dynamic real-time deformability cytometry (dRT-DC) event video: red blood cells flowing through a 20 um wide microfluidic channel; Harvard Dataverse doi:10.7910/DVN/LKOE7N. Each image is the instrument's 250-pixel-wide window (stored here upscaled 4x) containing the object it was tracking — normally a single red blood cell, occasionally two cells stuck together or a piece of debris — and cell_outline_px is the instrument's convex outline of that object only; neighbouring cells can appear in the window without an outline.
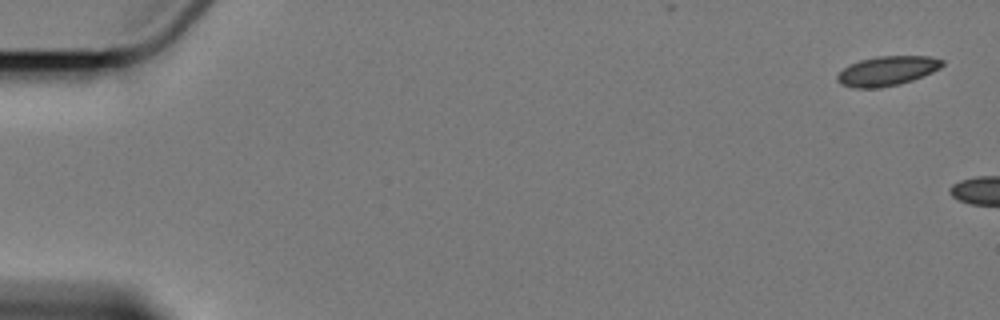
{"species": "Egyptian fruit bat (a non-hibernating species)", "species_latin": "Rousettus aegyptiacus", "temperature_condition": "cold", "stored_images_in_passage": 3, "camera_frame_rate_fps": 3000, "um_per_image_px": 0.085, "animal": {"sex": "female"}, "frame": {"image": 1, "passage_image": 1, "time_ms": 0.0, "image_size_px": [1000, 320], "cell_outline_px": [[944, 64], [940, 68], [932, 72], [912, 80], [900, 84], [880, 88], [852, 88], [840, 84], [836, 80], [836, 76], [844, 68], [860, 60], [876, 56], [928, 56], [944, 60]], "centroid_in_image_um": [75.4, 6.03], "position_along_channel_um": 9.6, "area_um2": 18.09}}